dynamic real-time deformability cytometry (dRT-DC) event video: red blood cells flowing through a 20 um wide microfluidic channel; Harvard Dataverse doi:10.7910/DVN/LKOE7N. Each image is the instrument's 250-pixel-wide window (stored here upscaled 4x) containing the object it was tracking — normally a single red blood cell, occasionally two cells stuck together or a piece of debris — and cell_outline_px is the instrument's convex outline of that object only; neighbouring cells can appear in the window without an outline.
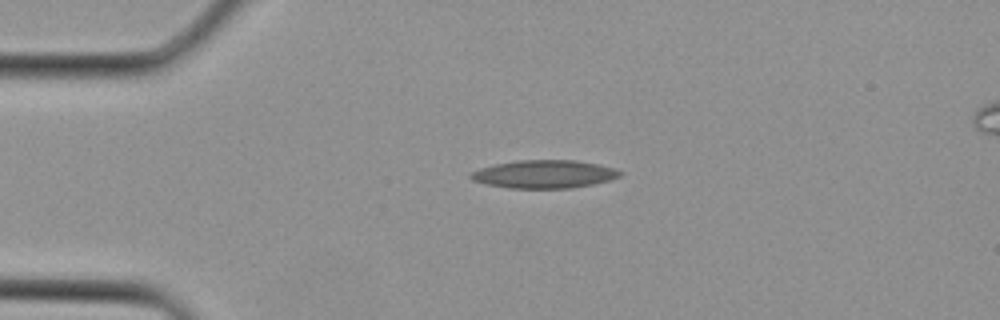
{"species": "Egyptian fruit bat (a non-hibernating species)", "species_latin": "Rousettus aegyptiacus", "temperature_condition": "cold", "stored_images_in_passage": 3, "camera_frame_rate_fps": 3000, "um_per_image_px": 0.085, "animal": {"sex": "female"}, "frame": {"image": 1, "passage_image": 3, "time_ms": 0.667, "image_size_px": [1000, 320], "cell_outline_px": [[624, 172], [620, 176], [608, 180], [592, 184], [572, 188], [508, 188], [488, 184], [472, 180], [468, 176], [472, 172], [480, 168], [496, 164], [516, 160], [576, 160], [616, 168]], "centroid_in_image_um": [46.27, 14.8], "position_along_channel_um": 38.7, "area_um2": 24.33}}